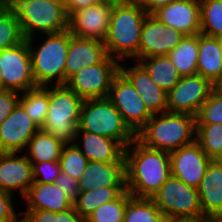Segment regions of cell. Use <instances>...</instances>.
<instances>
[{
	"mask_svg": "<svg viewBox=\"0 0 222 222\" xmlns=\"http://www.w3.org/2000/svg\"><path fill=\"white\" fill-rule=\"evenodd\" d=\"M120 72L130 81L152 114L167 112V92L150 78L138 62L128 68L120 63Z\"/></svg>",
	"mask_w": 222,
	"mask_h": 222,
	"instance_id": "21",
	"label": "cell"
},
{
	"mask_svg": "<svg viewBox=\"0 0 222 222\" xmlns=\"http://www.w3.org/2000/svg\"><path fill=\"white\" fill-rule=\"evenodd\" d=\"M20 93L15 91H0V125L6 120V117L19 104Z\"/></svg>",
	"mask_w": 222,
	"mask_h": 222,
	"instance_id": "42",
	"label": "cell"
},
{
	"mask_svg": "<svg viewBox=\"0 0 222 222\" xmlns=\"http://www.w3.org/2000/svg\"><path fill=\"white\" fill-rule=\"evenodd\" d=\"M49 2H53V3H59V4H65L66 0H47Z\"/></svg>",
	"mask_w": 222,
	"mask_h": 222,
	"instance_id": "50",
	"label": "cell"
},
{
	"mask_svg": "<svg viewBox=\"0 0 222 222\" xmlns=\"http://www.w3.org/2000/svg\"><path fill=\"white\" fill-rule=\"evenodd\" d=\"M147 14H152L158 8L178 0H135Z\"/></svg>",
	"mask_w": 222,
	"mask_h": 222,
	"instance_id": "43",
	"label": "cell"
},
{
	"mask_svg": "<svg viewBox=\"0 0 222 222\" xmlns=\"http://www.w3.org/2000/svg\"><path fill=\"white\" fill-rule=\"evenodd\" d=\"M123 222H167L151 198L131 196L126 205Z\"/></svg>",
	"mask_w": 222,
	"mask_h": 222,
	"instance_id": "31",
	"label": "cell"
},
{
	"mask_svg": "<svg viewBox=\"0 0 222 222\" xmlns=\"http://www.w3.org/2000/svg\"><path fill=\"white\" fill-rule=\"evenodd\" d=\"M19 105L41 129L48 113V86H37L20 94Z\"/></svg>",
	"mask_w": 222,
	"mask_h": 222,
	"instance_id": "30",
	"label": "cell"
},
{
	"mask_svg": "<svg viewBox=\"0 0 222 222\" xmlns=\"http://www.w3.org/2000/svg\"><path fill=\"white\" fill-rule=\"evenodd\" d=\"M196 117L186 113L153 114L136 133L146 147L172 152L195 141Z\"/></svg>",
	"mask_w": 222,
	"mask_h": 222,
	"instance_id": "3",
	"label": "cell"
},
{
	"mask_svg": "<svg viewBox=\"0 0 222 222\" xmlns=\"http://www.w3.org/2000/svg\"><path fill=\"white\" fill-rule=\"evenodd\" d=\"M97 3V0H66L65 9L68 16L76 11L87 8L88 6L94 5Z\"/></svg>",
	"mask_w": 222,
	"mask_h": 222,
	"instance_id": "44",
	"label": "cell"
},
{
	"mask_svg": "<svg viewBox=\"0 0 222 222\" xmlns=\"http://www.w3.org/2000/svg\"><path fill=\"white\" fill-rule=\"evenodd\" d=\"M108 56L102 41L80 38L70 34L69 47L65 65V84L80 69L98 64Z\"/></svg>",
	"mask_w": 222,
	"mask_h": 222,
	"instance_id": "19",
	"label": "cell"
},
{
	"mask_svg": "<svg viewBox=\"0 0 222 222\" xmlns=\"http://www.w3.org/2000/svg\"><path fill=\"white\" fill-rule=\"evenodd\" d=\"M14 0H0V5H10Z\"/></svg>",
	"mask_w": 222,
	"mask_h": 222,
	"instance_id": "49",
	"label": "cell"
},
{
	"mask_svg": "<svg viewBox=\"0 0 222 222\" xmlns=\"http://www.w3.org/2000/svg\"><path fill=\"white\" fill-rule=\"evenodd\" d=\"M138 62L147 71L150 78L167 93L182 78L168 56L147 57Z\"/></svg>",
	"mask_w": 222,
	"mask_h": 222,
	"instance_id": "26",
	"label": "cell"
},
{
	"mask_svg": "<svg viewBox=\"0 0 222 222\" xmlns=\"http://www.w3.org/2000/svg\"><path fill=\"white\" fill-rule=\"evenodd\" d=\"M126 0H97V2L109 3L111 5L119 4L125 2Z\"/></svg>",
	"mask_w": 222,
	"mask_h": 222,
	"instance_id": "47",
	"label": "cell"
},
{
	"mask_svg": "<svg viewBox=\"0 0 222 222\" xmlns=\"http://www.w3.org/2000/svg\"><path fill=\"white\" fill-rule=\"evenodd\" d=\"M65 144L52 135L39 129L30 139L24 151L31 163L50 162L59 160Z\"/></svg>",
	"mask_w": 222,
	"mask_h": 222,
	"instance_id": "27",
	"label": "cell"
},
{
	"mask_svg": "<svg viewBox=\"0 0 222 222\" xmlns=\"http://www.w3.org/2000/svg\"><path fill=\"white\" fill-rule=\"evenodd\" d=\"M4 90V80L1 74V69H0V91Z\"/></svg>",
	"mask_w": 222,
	"mask_h": 222,
	"instance_id": "48",
	"label": "cell"
},
{
	"mask_svg": "<svg viewBox=\"0 0 222 222\" xmlns=\"http://www.w3.org/2000/svg\"><path fill=\"white\" fill-rule=\"evenodd\" d=\"M200 33L222 38V0H199Z\"/></svg>",
	"mask_w": 222,
	"mask_h": 222,
	"instance_id": "33",
	"label": "cell"
},
{
	"mask_svg": "<svg viewBox=\"0 0 222 222\" xmlns=\"http://www.w3.org/2000/svg\"><path fill=\"white\" fill-rule=\"evenodd\" d=\"M119 72L120 62L107 56L98 64L80 69L65 85L83 100L106 98L112 82Z\"/></svg>",
	"mask_w": 222,
	"mask_h": 222,
	"instance_id": "9",
	"label": "cell"
},
{
	"mask_svg": "<svg viewBox=\"0 0 222 222\" xmlns=\"http://www.w3.org/2000/svg\"><path fill=\"white\" fill-rule=\"evenodd\" d=\"M78 140L82 142V146L78 144ZM74 144L89 161L125 162V148L116 140L87 131H77Z\"/></svg>",
	"mask_w": 222,
	"mask_h": 222,
	"instance_id": "23",
	"label": "cell"
},
{
	"mask_svg": "<svg viewBox=\"0 0 222 222\" xmlns=\"http://www.w3.org/2000/svg\"><path fill=\"white\" fill-rule=\"evenodd\" d=\"M107 98L135 134L153 115L139 93L121 72L115 76Z\"/></svg>",
	"mask_w": 222,
	"mask_h": 222,
	"instance_id": "11",
	"label": "cell"
},
{
	"mask_svg": "<svg viewBox=\"0 0 222 222\" xmlns=\"http://www.w3.org/2000/svg\"><path fill=\"white\" fill-rule=\"evenodd\" d=\"M78 184L81 192L101 187H126L125 162L89 161Z\"/></svg>",
	"mask_w": 222,
	"mask_h": 222,
	"instance_id": "20",
	"label": "cell"
},
{
	"mask_svg": "<svg viewBox=\"0 0 222 222\" xmlns=\"http://www.w3.org/2000/svg\"><path fill=\"white\" fill-rule=\"evenodd\" d=\"M83 99L66 85L48 86V113L44 132L64 144L74 143Z\"/></svg>",
	"mask_w": 222,
	"mask_h": 222,
	"instance_id": "5",
	"label": "cell"
},
{
	"mask_svg": "<svg viewBox=\"0 0 222 222\" xmlns=\"http://www.w3.org/2000/svg\"><path fill=\"white\" fill-rule=\"evenodd\" d=\"M59 162L62 172L67 173L78 180L84 173L89 160L76 147V145L72 143L63 146Z\"/></svg>",
	"mask_w": 222,
	"mask_h": 222,
	"instance_id": "36",
	"label": "cell"
},
{
	"mask_svg": "<svg viewBox=\"0 0 222 222\" xmlns=\"http://www.w3.org/2000/svg\"><path fill=\"white\" fill-rule=\"evenodd\" d=\"M209 222H222V219H220V220H212V219H209Z\"/></svg>",
	"mask_w": 222,
	"mask_h": 222,
	"instance_id": "51",
	"label": "cell"
},
{
	"mask_svg": "<svg viewBox=\"0 0 222 222\" xmlns=\"http://www.w3.org/2000/svg\"><path fill=\"white\" fill-rule=\"evenodd\" d=\"M197 189L204 217L222 219V162L212 160L209 163Z\"/></svg>",
	"mask_w": 222,
	"mask_h": 222,
	"instance_id": "22",
	"label": "cell"
},
{
	"mask_svg": "<svg viewBox=\"0 0 222 222\" xmlns=\"http://www.w3.org/2000/svg\"><path fill=\"white\" fill-rule=\"evenodd\" d=\"M10 6L18 16L20 29L25 39L35 33H57L68 29V14L65 4L47 0H14Z\"/></svg>",
	"mask_w": 222,
	"mask_h": 222,
	"instance_id": "7",
	"label": "cell"
},
{
	"mask_svg": "<svg viewBox=\"0 0 222 222\" xmlns=\"http://www.w3.org/2000/svg\"><path fill=\"white\" fill-rule=\"evenodd\" d=\"M124 159L131 196L152 198L171 176L169 152L146 147L136 138L125 148Z\"/></svg>",
	"mask_w": 222,
	"mask_h": 222,
	"instance_id": "1",
	"label": "cell"
},
{
	"mask_svg": "<svg viewBox=\"0 0 222 222\" xmlns=\"http://www.w3.org/2000/svg\"><path fill=\"white\" fill-rule=\"evenodd\" d=\"M19 153H0V189L14 195L19 190L24 198L34 183L32 164Z\"/></svg>",
	"mask_w": 222,
	"mask_h": 222,
	"instance_id": "17",
	"label": "cell"
},
{
	"mask_svg": "<svg viewBox=\"0 0 222 222\" xmlns=\"http://www.w3.org/2000/svg\"><path fill=\"white\" fill-rule=\"evenodd\" d=\"M0 69L4 90L21 94L37 87L32 75L31 54L26 39L0 51Z\"/></svg>",
	"mask_w": 222,
	"mask_h": 222,
	"instance_id": "10",
	"label": "cell"
},
{
	"mask_svg": "<svg viewBox=\"0 0 222 222\" xmlns=\"http://www.w3.org/2000/svg\"><path fill=\"white\" fill-rule=\"evenodd\" d=\"M20 214L21 222H86V219L76 212L74 206L57 213L47 210H26Z\"/></svg>",
	"mask_w": 222,
	"mask_h": 222,
	"instance_id": "37",
	"label": "cell"
},
{
	"mask_svg": "<svg viewBox=\"0 0 222 222\" xmlns=\"http://www.w3.org/2000/svg\"><path fill=\"white\" fill-rule=\"evenodd\" d=\"M222 124V94L212 90L196 116V124Z\"/></svg>",
	"mask_w": 222,
	"mask_h": 222,
	"instance_id": "38",
	"label": "cell"
},
{
	"mask_svg": "<svg viewBox=\"0 0 222 222\" xmlns=\"http://www.w3.org/2000/svg\"><path fill=\"white\" fill-rule=\"evenodd\" d=\"M13 195L0 189V222H21L14 209Z\"/></svg>",
	"mask_w": 222,
	"mask_h": 222,
	"instance_id": "40",
	"label": "cell"
},
{
	"mask_svg": "<svg viewBox=\"0 0 222 222\" xmlns=\"http://www.w3.org/2000/svg\"><path fill=\"white\" fill-rule=\"evenodd\" d=\"M23 200L26 201V210H47L57 213L73 207V203L56 183L34 182Z\"/></svg>",
	"mask_w": 222,
	"mask_h": 222,
	"instance_id": "24",
	"label": "cell"
},
{
	"mask_svg": "<svg viewBox=\"0 0 222 222\" xmlns=\"http://www.w3.org/2000/svg\"><path fill=\"white\" fill-rule=\"evenodd\" d=\"M45 35L47 38L45 37L43 43L35 48V36L26 39L31 54L34 81L36 86L65 85L69 30Z\"/></svg>",
	"mask_w": 222,
	"mask_h": 222,
	"instance_id": "4",
	"label": "cell"
},
{
	"mask_svg": "<svg viewBox=\"0 0 222 222\" xmlns=\"http://www.w3.org/2000/svg\"><path fill=\"white\" fill-rule=\"evenodd\" d=\"M152 15L163 24L175 28L185 35L200 33L199 0H178L158 8Z\"/></svg>",
	"mask_w": 222,
	"mask_h": 222,
	"instance_id": "18",
	"label": "cell"
},
{
	"mask_svg": "<svg viewBox=\"0 0 222 222\" xmlns=\"http://www.w3.org/2000/svg\"><path fill=\"white\" fill-rule=\"evenodd\" d=\"M131 197L126 190L112 202L99 206L86 222H123L128 199Z\"/></svg>",
	"mask_w": 222,
	"mask_h": 222,
	"instance_id": "35",
	"label": "cell"
},
{
	"mask_svg": "<svg viewBox=\"0 0 222 222\" xmlns=\"http://www.w3.org/2000/svg\"><path fill=\"white\" fill-rule=\"evenodd\" d=\"M212 84L213 90L222 94V71Z\"/></svg>",
	"mask_w": 222,
	"mask_h": 222,
	"instance_id": "45",
	"label": "cell"
},
{
	"mask_svg": "<svg viewBox=\"0 0 222 222\" xmlns=\"http://www.w3.org/2000/svg\"><path fill=\"white\" fill-rule=\"evenodd\" d=\"M167 56L181 76L197 74L198 34L186 35Z\"/></svg>",
	"mask_w": 222,
	"mask_h": 222,
	"instance_id": "28",
	"label": "cell"
},
{
	"mask_svg": "<svg viewBox=\"0 0 222 222\" xmlns=\"http://www.w3.org/2000/svg\"><path fill=\"white\" fill-rule=\"evenodd\" d=\"M31 164L34 182L44 184L55 183L59 173L61 172L59 160Z\"/></svg>",
	"mask_w": 222,
	"mask_h": 222,
	"instance_id": "39",
	"label": "cell"
},
{
	"mask_svg": "<svg viewBox=\"0 0 222 222\" xmlns=\"http://www.w3.org/2000/svg\"><path fill=\"white\" fill-rule=\"evenodd\" d=\"M24 39L15 10L10 5H0V51Z\"/></svg>",
	"mask_w": 222,
	"mask_h": 222,
	"instance_id": "34",
	"label": "cell"
},
{
	"mask_svg": "<svg viewBox=\"0 0 222 222\" xmlns=\"http://www.w3.org/2000/svg\"><path fill=\"white\" fill-rule=\"evenodd\" d=\"M222 71V46L220 39L198 34L197 74L212 83Z\"/></svg>",
	"mask_w": 222,
	"mask_h": 222,
	"instance_id": "25",
	"label": "cell"
},
{
	"mask_svg": "<svg viewBox=\"0 0 222 222\" xmlns=\"http://www.w3.org/2000/svg\"><path fill=\"white\" fill-rule=\"evenodd\" d=\"M169 156L171 175L195 188L212 161L196 141L170 152Z\"/></svg>",
	"mask_w": 222,
	"mask_h": 222,
	"instance_id": "15",
	"label": "cell"
},
{
	"mask_svg": "<svg viewBox=\"0 0 222 222\" xmlns=\"http://www.w3.org/2000/svg\"><path fill=\"white\" fill-rule=\"evenodd\" d=\"M112 6L97 2L87 8L76 10L68 16V30L71 35L104 42L108 33Z\"/></svg>",
	"mask_w": 222,
	"mask_h": 222,
	"instance_id": "14",
	"label": "cell"
},
{
	"mask_svg": "<svg viewBox=\"0 0 222 222\" xmlns=\"http://www.w3.org/2000/svg\"><path fill=\"white\" fill-rule=\"evenodd\" d=\"M195 141L212 160L222 162V124H196Z\"/></svg>",
	"mask_w": 222,
	"mask_h": 222,
	"instance_id": "32",
	"label": "cell"
},
{
	"mask_svg": "<svg viewBox=\"0 0 222 222\" xmlns=\"http://www.w3.org/2000/svg\"><path fill=\"white\" fill-rule=\"evenodd\" d=\"M185 36L183 32L163 24L152 14H147L141 29L139 60L167 56Z\"/></svg>",
	"mask_w": 222,
	"mask_h": 222,
	"instance_id": "13",
	"label": "cell"
},
{
	"mask_svg": "<svg viewBox=\"0 0 222 222\" xmlns=\"http://www.w3.org/2000/svg\"><path fill=\"white\" fill-rule=\"evenodd\" d=\"M146 16L135 0L112 6L108 33L103 42L108 56L121 62L129 58L139 61L141 29Z\"/></svg>",
	"mask_w": 222,
	"mask_h": 222,
	"instance_id": "2",
	"label": "cell"
},
{
	"mask_svg": "<svg viewBox=\"0 0 222 222\" xmlns=\"http://www.w3.org/2000/svg\"><path fill=\"white\" fill-rule=\"evenodd\" d=\"M39 129L18 104L0 125V153L23 152Z\"/></svg>",
	"mask_w": 222,
	"mask_h": 222,
	"instance_id": "16",
	"label": "cell"
},
{
	"mask_svg": "<svg viewBox=\"0 0 222 222\" xmlns=\"http://www.w3.org/2000/svg\"><path fill=\"white\" fill-rule=\"evenodd\" d=\"M77 131H87L116 140L124 148L136 138V134L107 97L83 101Z\"/></svg>",
	"mask_w": 222,
	"mask_h": 222,
	"instance_id": "6",
	"label": "cell"
},
{
	"mask_svg": "<svg viewBox=\"0 0 222 222\" xmlns=\"http://www.w3.org/2000/svg\"><path fill=\"white\" fill-rule=\"evenodd\" d=\"M124 191L126 187H101L80 192L73 206L81 217L87 219L99 206L114 201Z\"/></svg>",
	"mask_w": 222,
	"mask_h": 222,
	"instance_id": "29",
	"label": "cell"
},
{
	"mask_svg": "<svg viewBox=\"0 0 222 222\" xmlns=\"http://www.w3.org/2000/svg\"><path fill=\"white\" fill-rule=\"evenodd\" d=\"M167 222H209L208 218H202L198 220H175V221H167Z\"/></svg>",
	"mask_w": 222,
	"mask_h": 222,
	"instance_id": "46",
	"label": "cell"
},
{
	"mask_svg": "<svg viewBox=\"0 0 222 222\" xmlns=\"http://www.w3.org/2000/svg\"><path fill=\"white\" fill-rule=\"evenodd\" d=\"M212 90V82L199 74L182 76L167 93V112L186 113L196 117Z\"/></svg>",
	"mask_w": 222,
	"mask_h": 222,
	"instance_id": "12",
	"label": "cell"
},
{
	"mask_svg": "<svg viewBox=\"0 0 222 222\" xmlns=\"http://www.w3.org/2000/svg\"><path fill=\"white\" fill-rule=\"evenodd\" d=\"M55 183L72 203L76 201L81 192L77 179L61 171Z\"/></svg>",
	"mask_w": 222,
	"mask_h": 222,
	"instance_id": "41",
	"label": "cell"
},
{
	"mask_svg": "<svg viewBox=\"0 0 222 222\" xmlns=\"http://www.w3.org/2000/svg\"><path fill=\"white\" fill-rule=\"evenodd\" d=\"M167 221L205 218L198 189L170 176L151 198Z\"/></svg>",
	"mask_w": 222,
	"mask_h": 222,
	"instance_id": "8",
	"label": "cell"
}]
</instances>
